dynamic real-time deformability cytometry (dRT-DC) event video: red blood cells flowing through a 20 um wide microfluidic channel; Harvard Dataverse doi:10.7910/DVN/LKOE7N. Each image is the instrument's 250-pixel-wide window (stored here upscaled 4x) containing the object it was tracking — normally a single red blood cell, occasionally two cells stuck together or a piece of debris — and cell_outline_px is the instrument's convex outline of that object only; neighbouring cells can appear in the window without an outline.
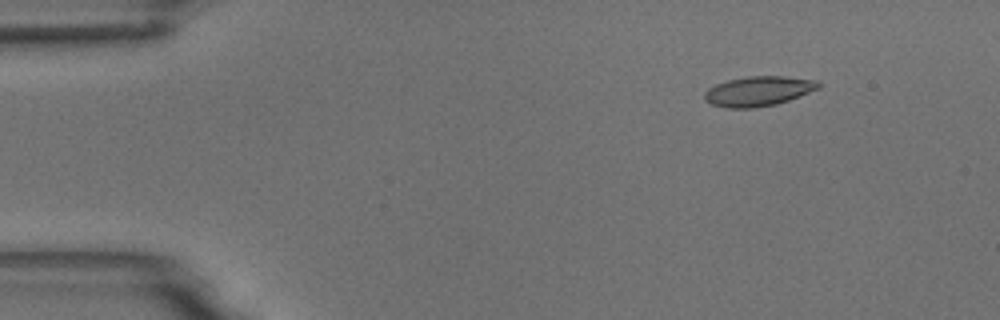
{"species": "common noctule bat (a hibernating species)", "species_latin": "Nyctalus noctula", "temperature_condition": "room temperature", "stored_images_in_passage": 8, "camera_frame_rate_fps": 3000, "um_per_image_px": 0.085, "animal": {"sex": "male", "body_mass_g": 18.8}, "frame": {"image": 1, "passage_image": 2, "time_ms": 1.0, "image_size_px": [1000, 320], "cell_outline_px": [[820, 88], [788, 100], [776, 104], [752, 108], [728, 108], [712, 104], [704, 100], [704, 92], [708, 88], [716, 84], [728, 80], [748, 76], [784, 76], [816, 80], [820, 84]], "centroid_in_image_um": [64.44, 7.74], "position_along_channel_um": 20.6, "area_um2": 19.71}}
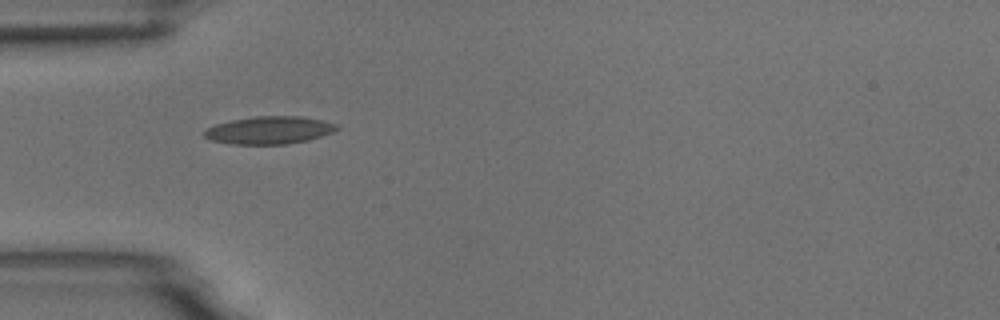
{"frame": {"image": 2, "passage_image": 5, "time_ms": 4.333, "image_size_px": [1000, 320], "cell_outline_px": [[340, 128], [332, 132], [308, 140], [288, 144], [232, 144], [212, 140], [204, 136], [204, 132], [208, 128], [216, 124], [232, 120], [256, 116], [300, 116], [324, 120], [336, 124]], "centroid_in_image_um": [22.92, 11.06], "position_along_channel_um": 62.1, "area_um2": 21.21}}